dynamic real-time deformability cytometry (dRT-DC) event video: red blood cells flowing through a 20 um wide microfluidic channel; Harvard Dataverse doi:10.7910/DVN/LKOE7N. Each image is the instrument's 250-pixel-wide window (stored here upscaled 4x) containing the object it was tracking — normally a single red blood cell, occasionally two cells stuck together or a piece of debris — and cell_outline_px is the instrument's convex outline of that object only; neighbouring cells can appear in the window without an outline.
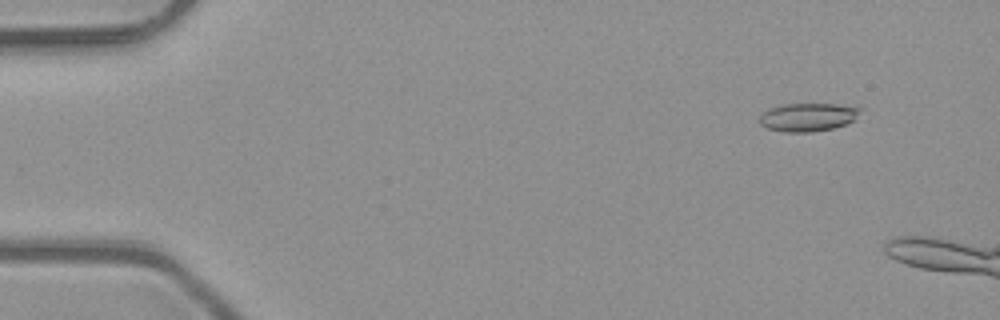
{"species": "common noctule bat (a hibernating species)", "species_latin": "Nyctalus noctula", "temperature_condition": "room temperature", "stored_images_in_passage": 5, "camera_frame_rate_fps": 3000, "um_per_image_px": 0.085, "animal": {"sex": "male", "body_mass_g": 23.1, "forearm_length_mm": 52.7}, "frame": {"image": 1, "passage_image": 2, "time_ms": 0.333, "image_size_px": [1000, 320], "cell_outline_px": [[864, 108], [852, 120], [844, 124], [832, 128], [812, 132], [784, 132], [768, 128], [760, 124], [760, 116], [768, 108], [784, 104], [840, 104]], "centroid_in_image_um": [68.66, 9.94], "position_along_channel_um": 16.3, "area_um2": 16.47}}